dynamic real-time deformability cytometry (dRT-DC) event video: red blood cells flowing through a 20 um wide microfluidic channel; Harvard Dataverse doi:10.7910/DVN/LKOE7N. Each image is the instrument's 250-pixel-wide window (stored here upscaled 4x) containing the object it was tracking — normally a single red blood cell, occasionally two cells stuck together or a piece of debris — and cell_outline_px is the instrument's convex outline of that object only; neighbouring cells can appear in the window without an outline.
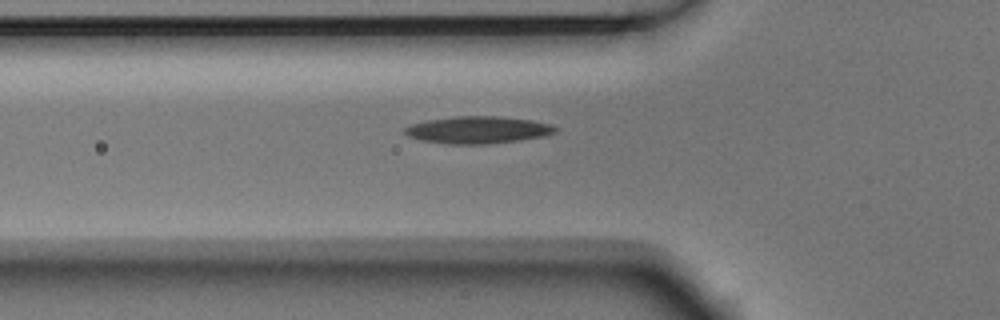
{"species": "Egyptian fruit bat (a non-hibernating species)", "species_latin": "Rousettus aegyptiacus", "temperature_condition": "room temperature", "stored_images_in_passage": 3, "camera_frame_rate_fps": 3000, "um_per_image_px": 0.085, "animal": {"sex": "male"}, "frame": {"image": 1, "passage_image": 3, "time_ms": 0.667, "image_size_px": [1000, 320], "cell_outline_px": [[560, 128], [556, 132], [540, 136], [516, 140], [484, 144], [452, 144], [424, 140], [408, 136], [404, 132], [404, 128], [412, 124], [428, 120], [456, 116], [500, 116], [532, 120], [552, 124]], "centroid_in_image_um": [40.65, 11.02], "position_along_channel_um": 85.2, "area_um2": 23.52}}